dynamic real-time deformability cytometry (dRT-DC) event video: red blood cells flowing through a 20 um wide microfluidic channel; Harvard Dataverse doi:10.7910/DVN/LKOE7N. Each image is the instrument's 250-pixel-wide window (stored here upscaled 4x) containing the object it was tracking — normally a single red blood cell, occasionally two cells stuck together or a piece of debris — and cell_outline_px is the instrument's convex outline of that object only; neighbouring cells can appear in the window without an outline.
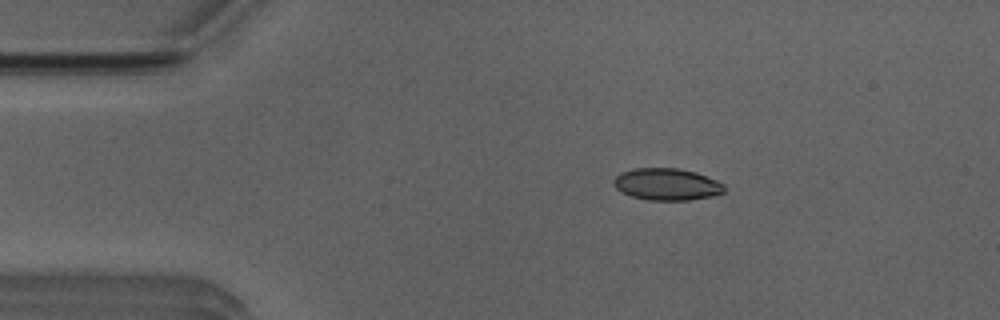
{"species": "Egyptian fruit bat (a non-hibernating species)", "species_latin": "Rousettus aegyptiacus", "temperature_condition": "room temperature", "stored_images_in_passage": 3, "camera_frame_rate_fps": 3000, "um_per_image_px": 0.085, "animal": {"sex": "male"}, "frame": {"image": 1, "passage_image": 1, "time_ms": 0.0, "image_size_px": [1000, 320], "cell_outline_px": [[724, 192], [712, 196], [688, 200], [648, 200], [632, 196], [620, 192], [612, 184], [612, 180], [620, 172], [632, 168], [680, 168], [696, 172], [716, 180], [724, 184]], "centroid_in_image_um": [56.64, 15.65], "position_along_channel_um": 28.4, "area_um2": 20.75}}
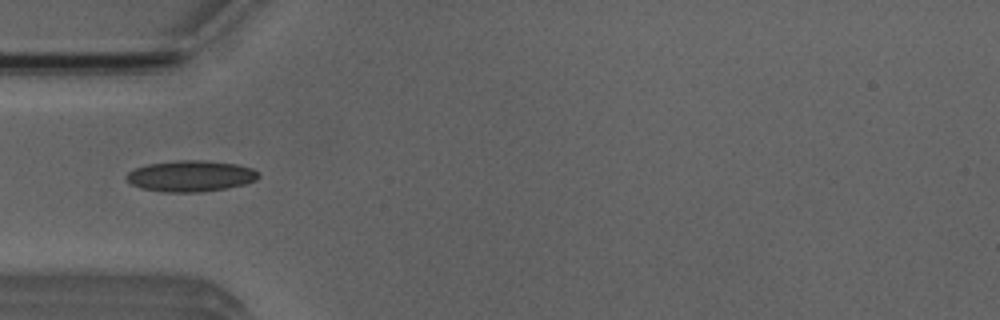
{"frame": {"image": 2, "passage_image": 3, "time_ms": 2.333, "image_size_px": [1000, 320], "cell_outline_px": [[260, 176], [256, 180], [244, 184], [224, 188], [200, 192], [160, 192], [140, 188], [124, 180], [124, 176], [128, 172], [136, 168], [148, 164], [176, 160], [204, 160], [236, 164], [252, 168]], "centroid_in_image_um": [16.15, 14.96], "position_along_channel_um": 68.9, "area_um2": 23.99}}